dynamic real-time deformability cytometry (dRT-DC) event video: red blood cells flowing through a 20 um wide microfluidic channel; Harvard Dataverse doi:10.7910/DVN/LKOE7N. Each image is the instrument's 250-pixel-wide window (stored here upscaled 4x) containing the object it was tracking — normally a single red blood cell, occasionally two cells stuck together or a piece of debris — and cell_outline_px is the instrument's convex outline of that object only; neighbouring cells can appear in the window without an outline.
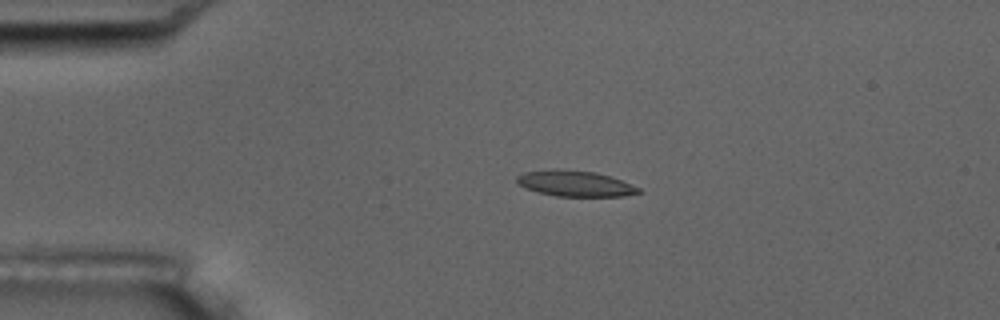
{"species": "common noctule bat (a hibernating species)", "species_latin": "Nyctalus noctula", "temperature_condition": "room temperature", "stored_images_in_passage": 4, "camera_frame_rate_fps": 3000, "um_per_image_px": 0.085, "animal": {"sex": "male", "body_mass_g": 17.5, "forearm_length_mm": 52.3}, "frame": {"image": 1, "passage_image": 2, "time_ms": 2.0, "image_size_px": [1000, 320], "cell_outline_px": [[644, 192], [624, 196], [556, 196], [536, 192], [520, 184], [516, 180], [516, 176], [524, 172], [560, 168], [596, 172], [620, 180], [640, 188]], "centroid_in_image_um": [48.89, 15.59], "position_along_channel_um": 36.1, "area_um2": 18.26}}